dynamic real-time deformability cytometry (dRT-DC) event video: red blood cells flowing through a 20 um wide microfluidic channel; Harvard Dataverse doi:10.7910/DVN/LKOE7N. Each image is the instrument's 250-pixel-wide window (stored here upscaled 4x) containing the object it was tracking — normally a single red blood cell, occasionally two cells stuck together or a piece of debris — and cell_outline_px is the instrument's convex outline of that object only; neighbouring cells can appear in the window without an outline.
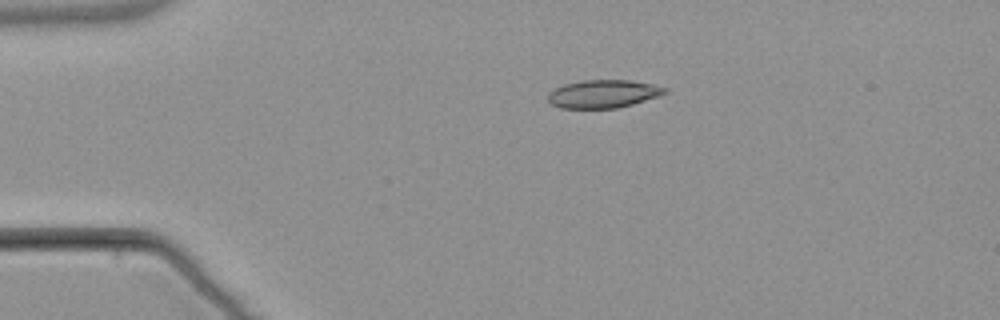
{"species": "common noctule bat (a hibernating species)", "species_latin": "Nyctalus noctula", "temperature_condition": "warm", "stored_images_in_passage": 6, "camera_frame_rate_fps": 3000, "um_per_image_px": 0.085, "animal": {"sex": "male", "body_mass_g": 21.5, "forearm_length_mm": 52.0}, "frame": {"image": 1, "passage_image": 4, "time_ms": 3.667, "image_size_px": [1000, 320], "cell_outline_px": [[668, 92], [660, 96], [632, 104], [616, 108], [560, 108], [552, 104], [548, 100], [548, 92], [564, 84], [584, 80], [628, 80], [652, 84], [668, 88]], "centroid_in_image_um": [51.29, 7.98], "position_along_channel_um": 33.7, "area_um2": 19.07}}
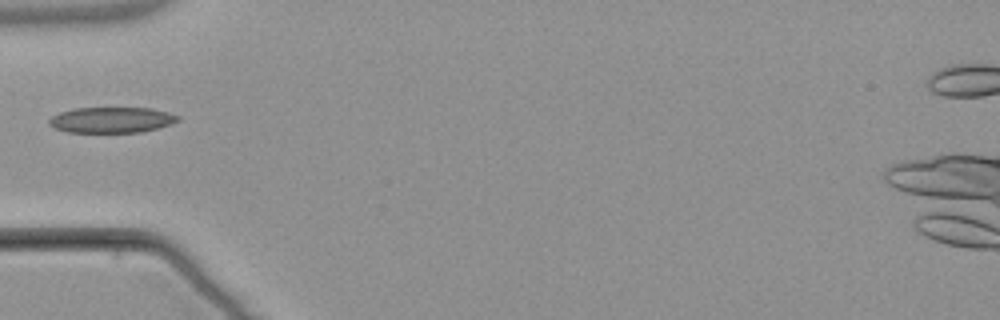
{"frame": {"image": 2, "passage_image": 6, "time_ms": 6.0, "image_size_px": [1000, 320], "cell_outline_px": [[180, 120], [172, 124], [140, 132], [68, 132], [56, 128], [48, 124], [48, 120], [52, 116], [60, 112], [76, 108], [152, 108], [168, 112], [180, 116]], "centroid_in_image_um": [9.51, 10.19], "position_along_channel_um": 75.5, "area_um2": 19.25}}